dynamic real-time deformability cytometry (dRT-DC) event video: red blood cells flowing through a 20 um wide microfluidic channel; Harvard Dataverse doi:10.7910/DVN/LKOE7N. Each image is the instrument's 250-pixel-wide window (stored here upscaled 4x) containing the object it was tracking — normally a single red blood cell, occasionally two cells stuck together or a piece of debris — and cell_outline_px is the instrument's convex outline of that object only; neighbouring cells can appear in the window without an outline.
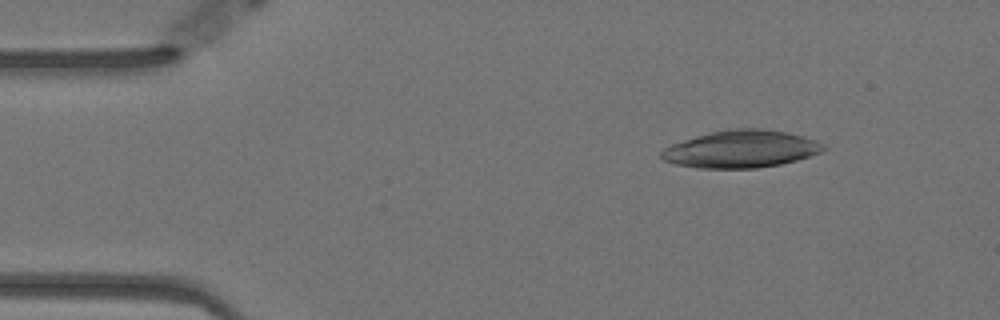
{"species": "Egyptian fruit bat (a non-hibernating species)", "species_latin": "Rousettus aegyptiacus", "temperature_condition": "warm", "stored_images_in_passage": 51, "camera_frame_rate_fps": 3000, "um_per_image_px": 0.085, "animal": {"sex": "female"}, "frame": {"image": 1, "passage_image": 1, "time_ms": 0.0, "image_size_px": [1000, 320], "cell_outline_px": [[828, 148], [820, 152], [796, 160], [780, 164], [756, 168], [696, 168], [676, 164], [664, 160], [660, 156], [660, 152], [664, 148], [672, 144], [696, 136], [712, 132], [736, 128], [760, 128], [788, 132], [816, 140], [824, 144]], "centroid_in_image_um": [63.0, 12.67], "position_along_channel_um": 22.0, "area_um2": 35.14}}
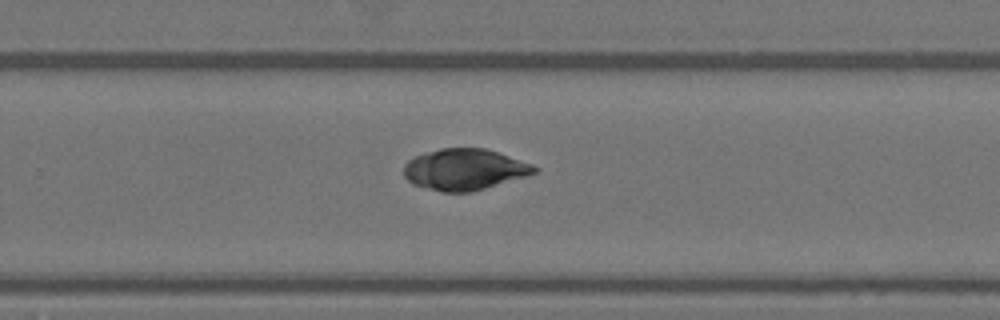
{"frame": {"image": 2, "passage_image": 30, "time_ms": 9.667, "image_size_px": [1000, 320], "cell_outline_px": [[536, 172], [528, 176], [472, 192], [440, 192], [412, 184], [404, 176], [404, 164], [408, 160], [416, 156], [440, 148], [484, 148], [532, 164], [536, 168]], "centroid_in_image_um": [39.46, 14.42], "position_along_channel_um": 290.3, "area_um2": 31.21}}
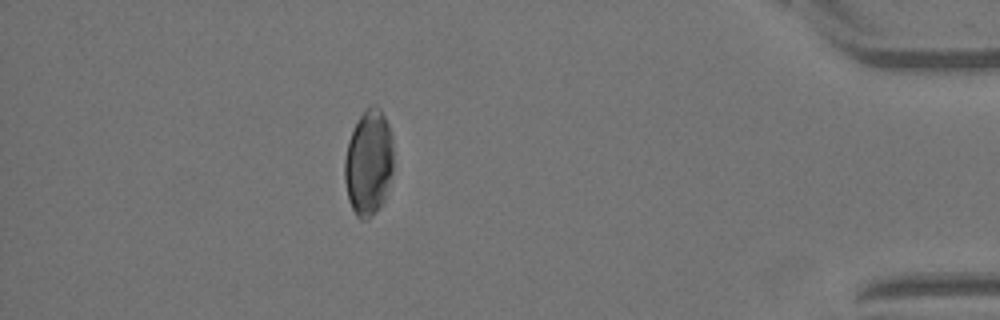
{"frame": {"image": 3, "passage_image": 44, "time_ms": 14.333, "image_size_px": [1000, 320], "cell_outline_px": [[392, 172], [384, 200], [376, 212], [368, 220], [360, 220], [356, 216], [348, 200], [344, 180], [344, 160], [348, 140], [360, 116], [372, 104], [376, 104], [380, 108], [388, 124], [392, 136]], "centroid_in_image_um": [31.32, 13.86], "position_along_channel_um": 403.9, "area_um2": 30.17}}